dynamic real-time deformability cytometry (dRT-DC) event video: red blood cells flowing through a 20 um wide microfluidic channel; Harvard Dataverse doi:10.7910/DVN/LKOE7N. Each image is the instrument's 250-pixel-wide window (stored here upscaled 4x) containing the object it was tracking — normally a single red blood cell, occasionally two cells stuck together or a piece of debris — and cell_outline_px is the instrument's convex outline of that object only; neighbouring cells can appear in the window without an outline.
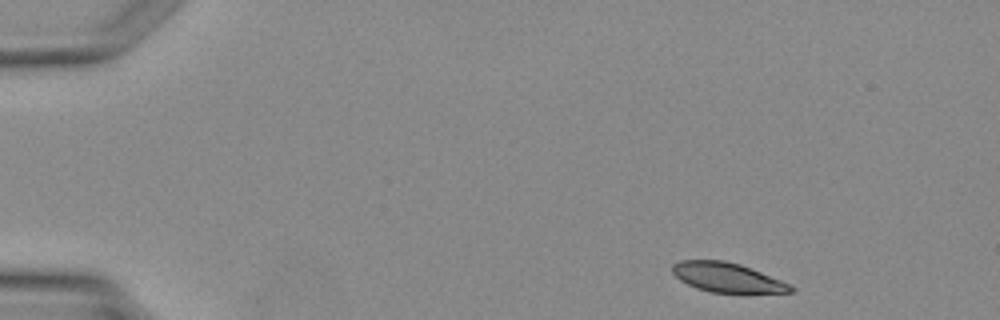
{"species": "Egyptian fruit bat (a non-hibernating species)", "species_latin": "Rousettus aegyptiacus", "temperature_condition": "warm", "stored_images_in_passage": 3, "segment_of_instrument_passage": [2, 2], "camera_frame_rate_fps": 3000, "um_per_image_px": 0.085, "animal": {"sex": "female"}, "frame": {"image": 1, "passage_image": 3, "time_ms": 2.333, "image_size_px": [1000, 320], "cell_outline_px": [[796, 288], [792, 292], [740, 296], [712, 292], [696, 288], [680, 280], [672, 272], [672, 264], [680, 260], [724, 260], [740, 264], [792, 284]], "centroid_in_image_um": [61.91, 23.64], "position_along_channel_um": 23.1, "area_um2": 21.33}}